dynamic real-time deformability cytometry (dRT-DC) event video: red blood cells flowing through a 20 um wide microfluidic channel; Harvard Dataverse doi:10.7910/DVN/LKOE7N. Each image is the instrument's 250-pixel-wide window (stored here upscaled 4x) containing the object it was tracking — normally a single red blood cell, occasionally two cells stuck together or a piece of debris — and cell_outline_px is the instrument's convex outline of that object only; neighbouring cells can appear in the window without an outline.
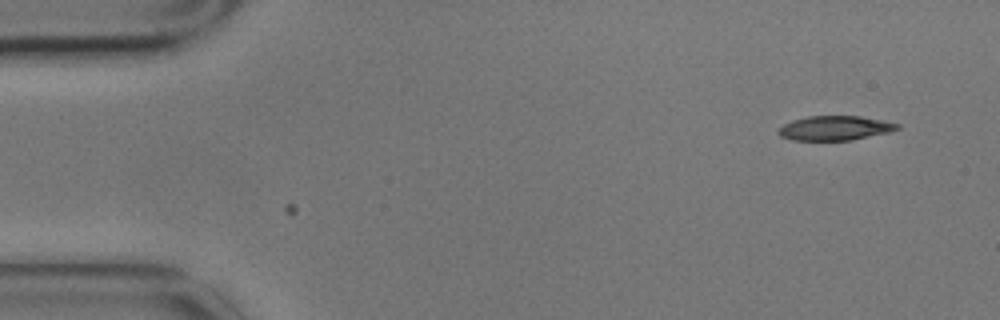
{"species": "common noctule bat (a hibernating species)", "species_latin": "Nyctalus noctula", "temperature_condition": "cold", "stored_images_in_passage": 3, "camera_frame_rate_fps": 3000, "um_per_image_px": 0.085, "animal": {"sex": "male", "body_mass_g": 17.9}, "frame": {"image": 1, "passage_image": 3, "time_ms": 0.667, "image_size_px": [1000, 320], "cell_outline_px": [[900, 128], [888, 132], [852, 140], [792, 140], [780, 136], [776, 132], [784, 124], [792, 120], [808, 116], [860, 116], [884, 120], [900, 124]], "centroid_in_image_um": [70.97, 10.88], "position_along_channel_um": 14.0, "area_um2": 16.94}}